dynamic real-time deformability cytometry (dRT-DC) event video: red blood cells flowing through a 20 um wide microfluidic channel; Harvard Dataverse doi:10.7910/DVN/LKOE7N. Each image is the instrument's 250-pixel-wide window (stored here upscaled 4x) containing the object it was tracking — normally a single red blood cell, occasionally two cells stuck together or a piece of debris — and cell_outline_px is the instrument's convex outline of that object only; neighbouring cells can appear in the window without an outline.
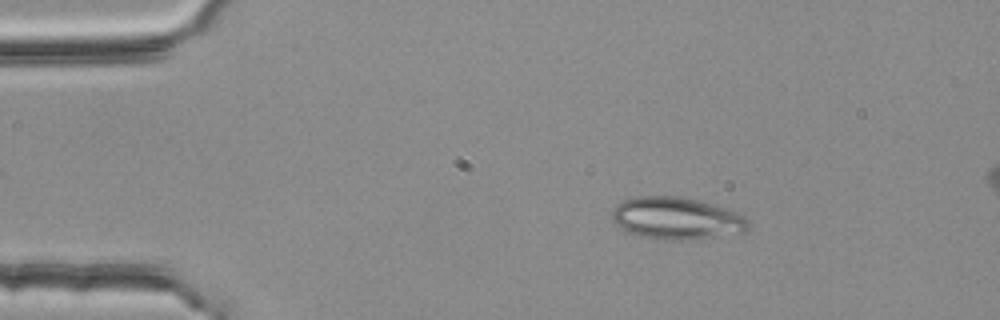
{"species": "common noctule bat (a hibernating species)", "species_latin": "Nyctalus noctula", "temperature_condition": "room temperature", "stored_images_in_passage": 46, "camera_frame_rate_fps": 3000, "um_per_image_px": 0.085, "animal": {"sex": "female", "body_mass_g": 25.1}, "frame": {"image": 1, "passage_image": 2, "time_ms": 0.333, "image_size_px": [1000, 320], "cell_outline_px": [[752, 224], [748, 232], [680, 240], [664, 240], [640, 236], [628, 232], [620, 228], [612, 220], [612, 212], [616, 204], [624, 200], [636, 196], [680, 196], [712, 204], [724, 208], [744, 216]], "centroid_in_image_um": [57.5, 18.56], "position_along_channel_um": 27.5, "area_um2": 33.47}}
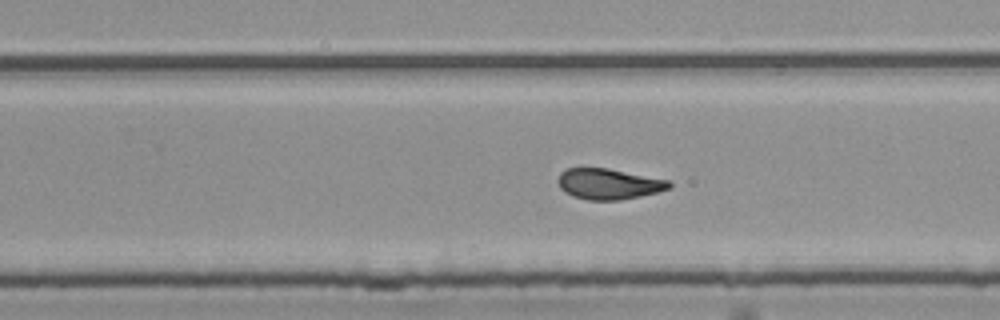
{"frame": {"image": 2, "passage_image": 27, "time_ms": 8.667, "image_size_px": [1000, 320], "cell_outline_px": [[672, 188], [640, 196], [620, 200], [588, 200], [572, 196], [564, 192], [560, 188], [556, 180], [560, 172], [568, 168], [608, 168], [668, 180], [672, 184]], "centroid_in_image_um": [51.7, 15.63], "position_along_channel_um": 278.1, "area_um2": 20.0}}
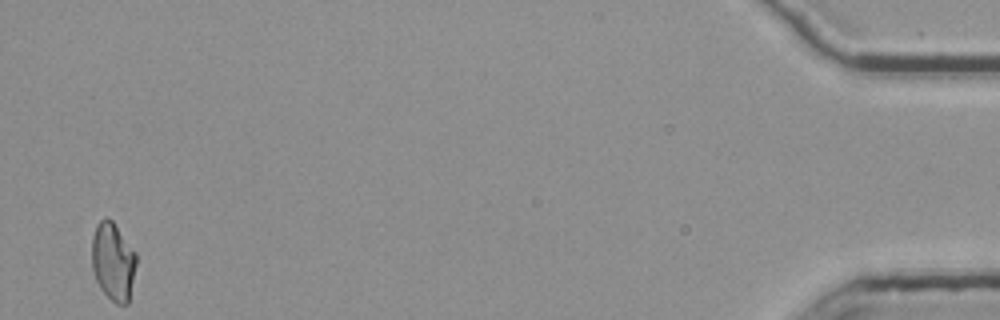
{"frame": {"image": 3, "passage_image": 46, "time_ms": 15.0, "image_size_px": [1000, 320], "cell_outline_px": [[136, 264], [128, 304], [116, 304], [100, 288], [96, 280], [92, 268], [92, 236], [96, 224], [104, 216], [108, 216], [112, 220], [136, 252]], "centroid_in_image_um": [9.6, 22.19], "position_along_channel_um": 425.6, "area_um2": 20.29}, "authors_computed_cell_mechanics": {"area_um2": 20.4612, "velocity_mm_per_s": 3.7721, "shape_relaxation_time_tau1_ms": 7.7761, "shape_relaxation_time_tau2_ms": 1.7022, "deformation_change_tau1": 0.1846, "deformation_change_tau2": 0.0835}}